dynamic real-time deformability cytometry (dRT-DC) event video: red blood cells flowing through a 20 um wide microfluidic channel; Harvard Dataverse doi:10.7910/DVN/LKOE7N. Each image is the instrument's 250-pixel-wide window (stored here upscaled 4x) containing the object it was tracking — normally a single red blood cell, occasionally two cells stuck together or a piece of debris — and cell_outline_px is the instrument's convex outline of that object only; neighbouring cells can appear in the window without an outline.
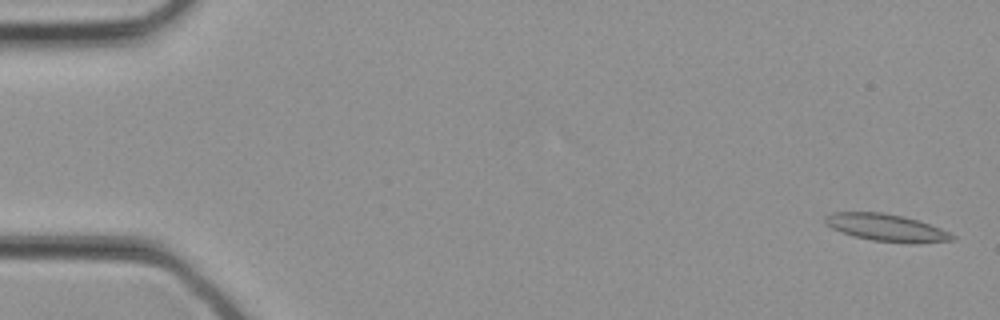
{"species": "common noctule bat (a hibernating species)", "species_latin": "Nyctalus noctula", "temperature_condition": "cold", "stored_images_in_passage": 32, "camera_frame_rate_fps": 3000, "um_per_image_px": 0.085, "animal": {"sex": "female", "body_mass_g": 21.9}, "frame": {"image": 1, "passage_image": 1, "time_ms": 0.0, "image_size_px": [1000, 320], "cell_outline_px": [[956, 240], [912, 244], [872, 240], [852, 236], [832, 228], [824, 224], [824, 216], [832, 212], [884, 212], [904, 216], [940, 228], [956, 236]], "centroid_in_image_um": [75.33, 19.35], "position_along_channel_um": 9.7, "area_um2": 20.35}}
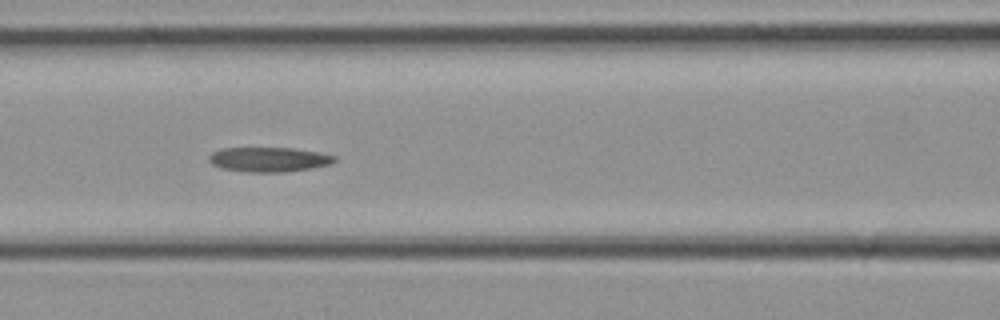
{"frame": {"image": 2, "passage_image": 14, "time_ms": 4.333, "image_size_px": [1000, 320], "cell_outline_px": [[336, 160], [328, 164], [312, 168], [284, 172], [248, 172], [220, 168], [212, 164], [208, 160], [208, 156], [212, 152], [220, 148], [292, 148], [320, 152], [336, 156]], "centroid_in_image_um": [22.82, 13.55], "position_along_channel_um": 143.8, "area_um2": 18.09}}
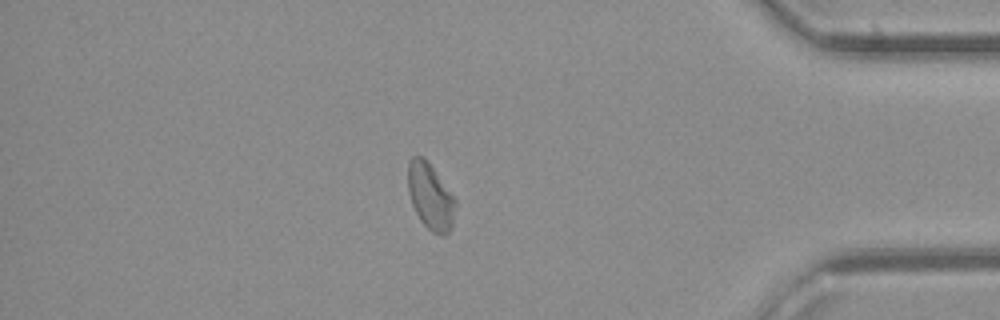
{"frame": {"image": 3, "passage_image": 28, "time_ms": 9.0, "image_size_px": [1000, 320], "cell_outline_px": [[456, 204], [452, 224], [448, 232], [444, 236], [432, 232], [420, 220], [412, 204], [408, 192], [408, 160], [412, 156], [424, 156], [428, 160], [456, 200]], "centroid_in_image_um": [36.57, 16.66], "position_along_channel_um": 398.6, "area_um2": 18.32}}